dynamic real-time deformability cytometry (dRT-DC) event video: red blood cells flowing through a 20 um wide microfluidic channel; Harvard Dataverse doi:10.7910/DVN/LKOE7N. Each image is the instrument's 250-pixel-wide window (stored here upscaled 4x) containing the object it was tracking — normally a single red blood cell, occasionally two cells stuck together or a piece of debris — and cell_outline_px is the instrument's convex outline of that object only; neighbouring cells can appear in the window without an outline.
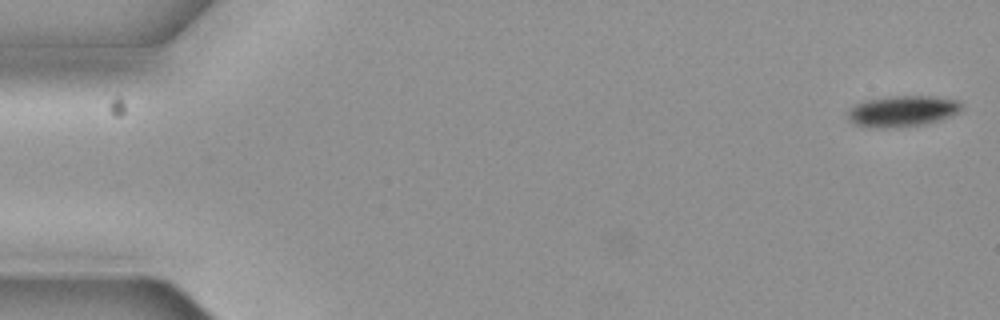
{"species": "common noctule bat (a hibernating species)", "species_latin": "Nyctalus noctula", "temperature_condition": "cold", "stored_images_in_passage": 2, "camera_frame_rate_fps": 3000, "um_per_image_px": 0.085, "animal": {"sex": "female", "body_mass_g": 19.3, "forearm_length_mm": 54.1}, "frame": {"image": 1, "passage_image": 2, "time_ms": 0.333, "image_size_px": [1000, 320], "cell_outline_px": [[960, 108], [956, 112], [948, 116], [936, 120], [920, 124], [884, 128], [868, 128], [852, 124], [848, 120], [848, 112], [852, 104], [864, 100], [896, 96], [932, 96], [960, 100]], "centroid_in_image_um": [76.58, 9.44], "position_along_channel_um": 8.4, "area_um2": 20.35}}